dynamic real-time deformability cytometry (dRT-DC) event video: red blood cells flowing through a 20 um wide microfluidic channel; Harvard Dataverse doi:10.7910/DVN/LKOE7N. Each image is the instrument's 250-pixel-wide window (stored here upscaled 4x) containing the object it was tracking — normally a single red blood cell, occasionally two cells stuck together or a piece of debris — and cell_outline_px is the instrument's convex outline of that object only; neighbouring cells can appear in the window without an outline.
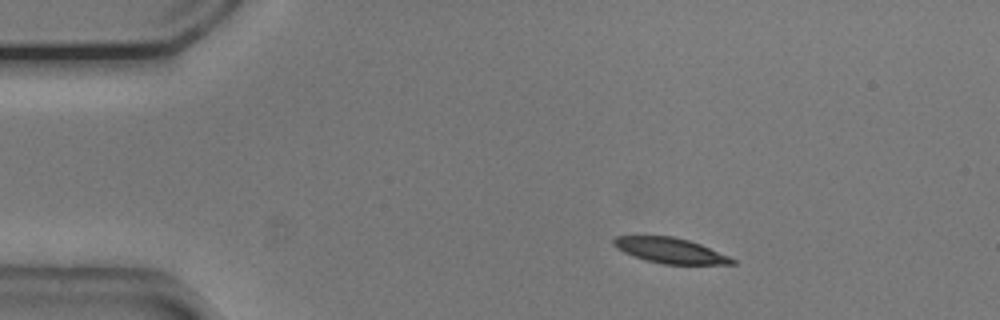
{"species": "common noctule bat (a hibernating species)", "species_latin": "Nyctalus noctula", "temperature_condition": "cold", "stored_images_in_passage": 47, "camera_frame_rate_fps": 3000, "um_per_image_px": 0.085, "animal": {"sex": "male", "body_mass_g": 20.5, "forearm_length_mm": 52.5}, "frame": {"image": 1, "passage_image": 1, "time_ms": 0.0, "image_size_px": [1000, 320], "cell_outline_px": [[736, 264], [664, 264], [644, 260], [624, 252], [616, 248], [612, 244], [612, 240], [616, 236], [672, 236], [688, 240], [700, 244], [728, 256], [736, 260]], "centroid_in_image_um": [56.94, 21.29], "position_along_channel_um": 28.1, "area_um2": 17.4}}
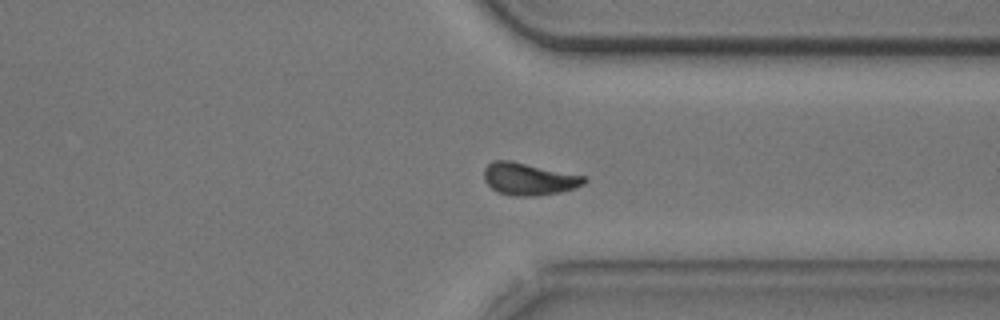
{"frame": {"image": 2, "passage_image": 33, "time_ms": 10.667, "image_size_px": [1000, 320], "cell_outline_px": [[588, 180], [584, 184], [560, 192], [536, 196], [512, 196], [496, 192], [484, 180], [484, 168], [492, 160], [512, 160], [588, 176]], "centroid_in_image_um": [44.96, 15.2], "position_along_channel_um": 366.4, "area_um2": 19.19}}
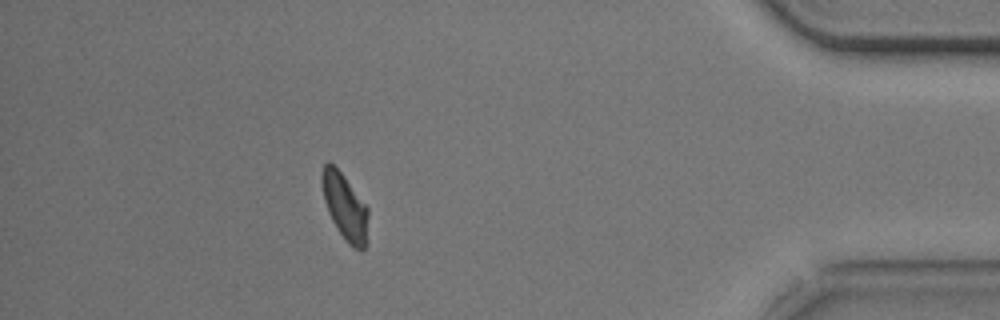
{"frame": {"image": 3, "passage_image": 40, "time_ms": 13.0, "image_size_px": [1000, 320], "cell_outline_px": [[368, 216], [364, 248], [360, 252], [352, 248], [344, 240], [336, 228], [328, 212], [324, 200], [320, 180], [320, 172], [324, 164], [328, 160], [344, 176], [368, 208]], "centroid_in_image_um": [29.28, 17.57], "position_along_channel_um": 405.9, "area_um2": 17.92}, "authors_computed_cell_mechanics": {"area_um2": 18.5538, "velocity_mm_per_s": 3.7313, "shape_relaxation_time_tau1_ms": 2.1018, "shape_relaxation_time_tau2_ms": 3.7878, "deformation_change_tau1": 0.0983, "deformation_change_tau2": 0.0856}}